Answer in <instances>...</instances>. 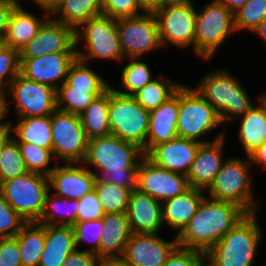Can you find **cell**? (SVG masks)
<instances>
[{"label": "cell", "mask_w": 266, "mask_h": 266, "mask_svg": "<svg viewBox=\"0 0 266 266\" xmlns=\"http://www.w3.org/2000/svg\"><path fill=\"white\" fill-rule=\"evenodd\" d=\"M143 149L114 135L88 140L83 164L99 170L97 178L133 191L138 186V169Z\"/></svg>", "instance_id": "obj_1"}, {"label": "cell", "mask_w": 266, "mask_h": 266, "mask_svg": "<svg viewBox=\"0 0 266 266\" xmlns=\"http://www.w3.org/2000/svg\"><path fill=\"white\" fill-rule=\"evenodd\" d=\"M246 215L234 203L205 196L196 214L176 235L178 246L206 253Z\"/></svg>", "instance_id": "obj_2"}, {"label": "cell", "mask_w": 266, "mask_h": 266, "mask_svg": "<svg viewBox=\"0 0 266 266\" xmlns=\"http://www.w3.org/2000/svg\"><path fill=\"white\" fill-rule=\"evenodd\" d=\"M257 213L247 214L206 253V266H252L261 240Z\"/></svg>", "instance_id": "obj_3"}, {"label": "cell", "mask_w": 266, "mask_h": 266, "mask_svg": "<svg viewBox=\"0 0 266 266\" xmlns=\"http://www.w3.org/2000/svg\"><path fill=\"white\" fill-rule=\"evenodd\" d=\"M196 89L216 109L222 124L237 120L254 106L242 84L223 68L205 75Z\"/></svg>", "instance_id": "obj_4"}, {"label": "cell", "mask_w": 266, "mask_h": 266, "mask_svg": "<svg viewBox=\"0 0 266 266\" xmlns=\"http://www.w3.org/2000/svg\"><path fill=\"white\" fill-rule=\"evenodd\" d=\"M246 158L229 157L217 173L213 183L209 186L207 197L227 201L238 205L247 214L258 211L252 190V176L250 177L251 161ZM239 158V159H238Z\"/></svg>", "instance_id": "obj_5"}, {"label": "cell", "mask_w": 266, "mask_h": 266, "mask_svg": "<svg viewBox=\"0 0 266 266\" xmlns=\"http://www.w3.org/2000/svg\"><path fill=\"white\" fill-rule=\"evenodd\" d=\"M81 41L85 43V51L76 48L77 58L89 63V60H115L123 62L125 59L120 47L116 19L106 15H98L83 22L76 29V47Z\"/></svg>", "instance_id": "obj_6"}, {"label": "cell", "mask_w": 266, "mask_h": 266, "mask_svg": "<svg viewBox=\"0 0 266 266\" xmlns=\"http://www.w3.org/2000/svg\"><path fill=\"white\" fill-rule=\"evenodd\" d=\"M220 125L222 122L216 109L196 88L182 84L179 87L177 136L208 143L211 141L201 140V137Z\"/></svg>", "instance_id": "obj_7"}, {"label": "cell", "mask_w": 266, "mask_h": 266, "mask_svg": "<svg viewBox=\"0 0 266 266\" xmlns=\"http://www.w3.org/2000/svg\"><path fill=\"white\" fill-rule=\"evenodd\" d=\"M234 31V14L218 0L209 1L200 12H196L194 52L204 60L212 59Z\"/></svg>", "instance_id": "obj_8"}, {"label": "cell", "mask_w": 266, "mask_h": 266, "mask_svg": "<svg viewBox=\"0 0 266 266\" xmlns=\"http://www.w3.org/2000/svg\"><path fill=\"white\" fill-rule=\"evenodd\" d=\"M50 192L49 177L29 172L0 183V193L27 222H37Z\"/></svg>", "instance_id": "obj_9"}, {"label": "cell", "mask_w": 266, "mask_h": 266, "mask_svg": "<svg viewBox=\"0 0 266 266\" xmlns=\"http://www.w3.org/2000/svg\"><path fill=\"white\" fill-rule=\"evenodd\" d=\"M108 117L111 135L134 143L141 149L146 147L149 111L133 96L119 94L110 86Z\"/></svg>", "instance_id": "obj_10"}, {"label": "cell", "mask_w": 266, "mask_h": 266, "mask_svg": "<svg viewBox=\"0 0 266 266\" xmlns=\"http://www.w3.org/2000/svg\"><path fill=\"white\" fill-rule=\"evenodd\" d=\"M51 130L54 163H59V158L66 163H83L88 138L80 116L56 109L51 114Z\"/></svg>", "instance_id": "obj_11"}, {"label": "cell", "mask_w": 266, "mask_h": 266, "mask_svg": "<svg viewBox=\"0 0 266 266\" xmlns=\"http://www.w3.org/2000/svg\"><path fill=\"white\" fill-rule=\"evenodd\" d=\"M12 102L18 118L50 116L57 109L56 90L52 87L25 78L20 73L12 80L5 94V117L9 114L6 95Z\"/></svg>", "instance_id": "obj_12"}, {"label": "cell", "mask_w": 266, "mask_h": 266, "mask_svg": "<svg viewBox=\"0 0 266 266\" xmlns=\"http://www.w3.org/2000/svg\"><path fill=\"white\" fill-rule=\"evenodd\" d=\"M120 47L125 58H141L161 46L154 13L116 19Z\"/></svg>", "instance_id": "obj_13"}, {"label": "cell", "mask_w": 266, "mask_h": 266, "mask_svg": "<svg viewBox=\"0 0 266 266\" xmlns=\"http://www.w3.org/2000/svg\"><path fill=\"white\" fill-rule=\"evenodd\" d=\"M161 46L173 44L180 48L193 47L196 9L193 2L162 7L154 12Z\"/></svg>", "instance_id": "obj_14"}, {"label": "cell", "mask_w": 266, "mask_h": 266, "mask_svg": "<svg viewBox=\"0 0 266 266\" xmlns=\"http://www.w3.org/2000/svg\"><path fill=\"white\" fill-rule=\"evenodd\" d=\"M190 188L186 175L160 168L144 157L139 164L138 186L161 203L184 193Z\"/></svg>", "instance_id": "obj_15"}, {"label": "cell", "mask_w": 266, "mask_h": 266, "mask_svg": "<svg viewBox=\"0 0 266 266\" xmlns=\"http://www.w3.org/2000/svg\"><path fill=\"white\" fill-rule=\"evenodd\" d=\"M76 48V29L50 17L19 55L20 58H35L57 52H76Z\"/></svg>", "instance_id": "obj_16"}, {"label": "cell", "mask_w": 266, "mask_h": 266, "mask_svg": "<svg viewBox=\"0 0 266 266\" xmlns=\"http://www.w3.org/2000/svg\"><path fill=\"white\" fill-rule=\"evenodd\" d=\"M76 58L77 52H57L35 58H20V74L57 90L66 81L68 70Z\"/></svg>", "instance_id": "obj_17"}, {"label": "cell", "mask_w": 266, "mask_h": 266, "mask_svg": "<svg viewBox=\"0 0 266 266\" xmlns=\"http://www.w3.org/2000/svg\"><path fill=\"white\" fill-rule=\"evenodd\" d=\"M157 233H132L122 256L128 266H163L178 246L177 237L167 241Z\"/></svg>", "instance_id": "obj_18"}, {"label": "cell", "mask_w": 266, "mask_h": 266, "mask_svg": "<svg viewBox=\"0 0 266 266\" xmlns=\"http://www.w3.org/2000/svg\"><path fill=\"white\" fill-rule=\"evenodd\" d=\"M200 144L177 136L153 146L145 157L160 168L187 176Z\"/></svg>", "instance_id": "obj_19"}, {"label": "cell", "mask_w": 266, "mask_h": 266, "mask_svg": "<svg viewBox=\"0 0 266 266\" xmlns=\"http://www.w3.org/2000/svg\"><path fill=\"white\" fill-rule=\"evenodd\" d=\"M50 173V190L54 194L67 199H81L84 195L94 190L97 176L95 171L90 170L83 163H66Z\"/></svg>", "instance_id": "obj_20"}, {"label": "cell", "mask_w": 266, "mask_h": 266, "mask_svg": "<svg viewBox=\"0 0 266 266\" xmlns=\"http://www.w3.org/2000/svg\"><path fill=\"white\" fill-rule=\"evenodd\" d=\"M225 143L224 131L208 143H201L191 168L187 174L190 187L207 190L213 183L227 158L222 152Z\"/></svg>", "instance_id": "obj_21"}, {"label": "cell", "mask_w": 266, "mask_h": 266, "mask_svg": "<svg viewBox=\"0 0 266 266\" xmlns=\"http://www.w3.org/2000/svg\"><path fill=\"white\" fill-rule=\"evenodd\" d=\"M126 213L132 233H158L164 226L161 202L137 188L130 193Z\"/></svg>", "instance_id": "obj_22"}, {"label": "cell", "mask_w": 266, "mask_h": 266, "mask_svg": "<svg viewBox=\"0 0 266 266\" xmlns=\"http://www.w3.org/2000/svg\"><path fill=\"white\" fill-rule=\"evenodd\" d=\"M179 116V88L173 96L156 109L149 111V129L146 139V154L153 146L177 137Z\"/></svg>", "instance_id": "obj_23"}, {"label": "cell", "mask_w": 266, "mask_h": 266, "mask_svg": "<svg viewBox=\"0 0 266 266\" xmlns=\"http://www.w3.org/2000/svg\"><path fill=\"white\" fill-rule=\"evenodd\" d=\"M205 190L190 187L184 193L163 201V224L177 231V235L185 228L205 198Z\"/></svg>", "instance_id": "obj_24"}, {"label": "cell", "mask_w": 266, "mask_h": 266, "mask_svg": "<svg viewBox=\"0 0 266 266\" xmlns=\"http://www.w3.org/2000/svg\"><path fill=\"white\" fill-rule=\"evenodd\" d=\"M104 224L97 257H122L128 239L132 235L127 213H106L102 217Z\"/></svg>", "instance_id": "obj_25"}, {"label": "cell", "mask_w": 266, "mask_h": 266, "mask_svg": "<svg viewBox=\"0 0 266 266\" xmlns=\"http://www.w3.org/2000/svg\"><path fill=\"white\" fill-rule=\"evenodd\" d=\"M45 16V18H44ZM43 18H37L33 13L24 10L18 5L11 14L6 32L2 41L9 47L20 50L38 33L42 25L50 18L45 11Z\"/></svg>", "instance_id": "obj_26"}, {"label": "cell", "mask_w": 266, "mask_h": 266, "mask_svg": "<svg viewBox=\"0 0 266 266\" xmlns=\"http://www.w3.org/2000/svg\"><path fill=\"white\" fill-rule=\"evenodd\" d=\"M45 240L38 266H61L76 250L72 226L45 225Z\"/></svg>", "instance_id": "obj_27"}, {"label": "cell", "mask_w": 266, "mask_h": 266, "mask_svg": "<svg viewBox=\"0 0 266 266\" xmlns=\"http://www.w3.org/2000/svg\"><path fill=\"white\" fill-rule=\"evenodd\" d=\"M257 100V105L239 116L241 124L238 139L246 156L266 141V97L262 94Z\"/></svg>", "instance_id": "obj_28"}, {"label": "cell", "mask_w": 266, "mask_h": 266, "mask_svg": "<svg viewBox=\"0 0 266 266\" xmlns=\"http://www.w3.org/2000/svg\"><path fill=\"white\" fill-rule=\"evenodd\" d=\"M12 125V138L16 142L33 143L41 148L52 149V130L50 116H34L18 118Z\"/></svg>", "instance_id": "obj_29"}, {"label": "cell", "mask_w": 266, "mask_h": 266, "mask_svg": "<svg viewBox=\"0 0 266 266\" xmlns=\"http://www.w3.org/2000/svg\"><path fill=\"white\" fill-rule=\"evenodd\" d=\"M102 14V0H62L50 17L77 29L83 22Z\"/></svg>", "instance_id": "obj_30"}, {"label": "cell", "mask_w": 266, "mask_h": 266, "mask_svg": "<svg viewBox=\"0 0 266 266\" xmlns=\"http://www.w3.org/2000/svg\"><path fill=\"white\" fill-rule=\"evenodd\" d=\"M108 116L109 88L101 95L95 97L80 115L81 123L88 140L111 134Z\"/></svg>", "instance_id": "obj_31"}, {"label": "cell", "mask_w": 266, "mask_h": 266, "mask_svg": "<svg viewBox=\"0 0 266 266\" xmlns=\"http://www.w3.org/2000/svg\"><path fill=\"white\" fill-rule=\"evenodd\" d=\"M79 200L47 194L44 210L37 221L45 225L73 226L77 222Z\"/></svg>", "instance_id": "obj_32"}, {"label": "cell", "mask_w": 266, "mask_h": 266, "mask_svg": "<svg viewBox=\"0 0 266 266\" xmlns=\"http://www.w3.org/2000/svg\"><path fill=\"white\" fill-rule=\"evenodd\" d=\"M17 238L22 266H38L45 246V224L27 222Z\"/></svg>", "instance_id": "obj_33"}, {"label": "cell", "mask_w": 266, "mask_h": 266, "mask_svg": "<svg viewBox=\"0 0 266 266\" xmlns=\"http://www.w3.org/2000/svg\"><path fill=\"white\" fill-rule=\"evenodd\" d=\"M181 85V83L166 79V77L153 78L132 96L142 107L151 111L173 96Z\"/></svg>", "instance_id": "obj_34"}, {"label": "cell", "mask_w": 266, "mask_h": 266, "mask_svg": "<svg viewBox=\"0 0 266 266\" xmlns=\"http://www.w3.org/2000/svg\"><path fill=\"white\" fill-rule=\"evenodd\" d=\"M105 91L74 89L65 81L56 90L57 109L80 116L94 98Z\"/></svg>", "instance_id": "obj_35"}, {"label": "cell", "mask_w": 266, "mask_h": 266, "mask_svg": "<svg viewBox=\"0 0 266 266\" xmlns=\"http://www.w3.org/2000/svg\"><path fill=\"white\" fill-rule=\"evenodd\" d=\"M94 190L105 214L127 212L131 190L98 178H96Z\"/></svg>", "instance_id": "obj_36"}, {"label": "cell", "mask_w": 266, "mask_h": 266, "mask_svg": "<svg viewBox=\"0 0 266 266\" xmlns=\"http://www.w3.org/2000/svg\"><path fill=\"white\" fill-rule=\"evenodd\" d=\"M66 82L74 89L80 90H107L110 85L97 73L89 67V64L76 58L71 64Z\"/></svg>", "instance_id": "obj_37"}, {"label": "cell", "mask_w": 266, "mask_h": 266, "mask_svg": "<svg viewBox=\"0 0 266 266\" xmlns=\"http://www.w3.org/2000/svg\"><path fill=\"white\" fill-rule=\"evenodd\" d=\"M128 60L130 62L123 67L120 75L123 89L114 90L119 94L132 96L152 81L153 77L150 67L145 62L139 58H128Z\"/></svg>", "instance_id": "obj_38"}, {"label": "cell", "mask_w": 266, "mask_h": 266, "mask_svg": "<svg viewBox=\"0 0 266 266\" xmlns=\"http://www.w3.org/2000/svg\"><path fill=\"white\" fill-rule=\"evenodd\" d=\"M17 143L27 171L49 176L55 169V167H48L49 163L55 160L52 149L41 148L33 143Z\"/></svg>", "instance_id": "obj_39"}, {"label": "cell", "mask_w": 266, "mask_h": 266, "mask_svg": "<svg viewBox=\"0 0 266 266\" xmlns=\"http://www.w3.org/2000/svg\"><path fill=\"white\" fill-rule=\"evenodd\" d=\"M27 172L18 143L11 138L0 152V183Z\"/></svg>", "instance_id": "obj_40"}, {"label": "cell", "mask_w": 266, "mask_h": 266, "mask_svg": "<svg viewBox=\"0 0 266 266\" xmlns=\"http://www.w3.org/2000/svg\"><path fill=\"white\" fill-rule=\"evenodd\" d=\"M266 16V0H248L234 13L236 32L249 30L253 32Z\"/></svg>", "instance_id": "obj_41"}, {"label": "cell", "mask_w": 266, "mask_h": 266, "mask_svg": "<svg viewBox=\"0 0 266 266\" xmlns=\"http://www.w3.org/2000/svg\"><path fill=\"white\" fill-rule=\"evenodd\" d=\"M20 73L19 51L0 42V94L5 97L12 80ZM8 76V77H7Z\"/></svg>", "instance_id": "obj_42"}, {"label": "cell", "mask_w": 266, "mask_h": 266, "mask_svg": "<svg viewBox=\"0 0 266 266\" xmlns=\"http://www.w3.org/2000/svg\"><path fill=\"white\" fill-rule=\"evenodd\" d=\"M76 249L80 250L81 243L92 244V248L86 250L95 253L99 249L102 238L104 224L102 218L92 221L76 222L73 226Z\"/></svg>", "instance_id": "obj_43"}, {"label": "cell", "mask_w": 266, "mask_h": 266, "mask_svg": "<svg viewBox=\"0 0 266 266\" xmlns=\"http://www.w3.org/2000/svg\"><path fill=\"white\" fill-rule=\"evenodd\" d=\"M26 223L0 193V238L15 237Z\"/></svg>", "instance_id": "obj_44"}, {"label": "cell", "mask_w": 266, "mask_h": 266, "mask_svg": "<svg viewBox=\"0 0 266 266\" xmlns=\"http://www.w3.org/2000/svg\"><path fill=\"white\" fill-rule=\"evenodd\" d=\"M103 15L112 19L135 17L143 14L137 0H102Z\"/></svg>", "instance_id": "obj_45"}, {"label": "cell", "mask_w": 266, "mask_h": 266, "mask_svg": "<svg viewBox=\"0 0 266 266\" xmlns=\"http://www.w3.org/2000/svg\"><path fill=\"white\" fill-rule=\"evenodd\" d=\"M204 252L177 246L163 266H206Z\"/></svg>", "instance_id": "obj_46"}, {"label": "cell", "mask_w": 266, "mask_h": 266, "mask_svg": "<svg viewBox=\"0 0 266 266\" xmlns=\"http://www.w3.org/2000/svg\"><path fill=\"white\" fill-rule=\"evenodd\" d=\"M104 214L95 190L79 199L77 222L97 220L102 218Z\"/></svg>", "instance_id": "obj_47"}, {"label": "cell", "mask_w": 266, "mask_h": 266, "mask_svg": "<svg viewBox=\"0 0 266 266\" xmlns=\"http://www.w3.org/2000/svg\"><path fill=\"white\" fill-rule=\"evenodd\" d=\"M0 266H22L16 237L0 238Z\"/></svg>", "instance_id": "obj_48"}, {"label": "cell", "mask_w": 266, "mask_h": 266, "mask_svg": "<svg viewBox=\"0 0 266 266\" xmlns=\"http://www.w3.org/2000/svg\"><path fill=\"white\" fill-rule=\"evenodd\" d=\"M97 256L88 250H75L61 266H95Z\"/></svg>", "instance_id": "obj_49"}, {"label": "cell", "mask_w": 266, "mask_h": 266, "mask_svg": "<svg viewBox=\"0 0 266 266\" xmlns=\"http://www.w3.org/2000/svg\"><path fill=\"white\" fill-rule=\"evenodd\" d=\"M19 4L12 0H0V39L2 40L7 29L10 17Z\"/></svg>", "instance_id": "obj_50"}, {"label": "cell", "mask_w": 266, "mask_h": 266, "mask_svg": "<svg viewBox=\"0 0 266 266\" xmlns=\"http://www.w3.org/2000/svg\"><path fill=\"white\" fill-rule=\"evenodd\" d=\"M251 164L261 165L266 169V141L249 155Z\"/></svg>", "instance_id": "obj_51"}, {"label": "cell", "mask_w": 266, "mask_h": 266, "mask_svg": "<svg viewBox=\"0 0 266 266\" xmlns=\"http://www.w3.org/2000/svg\"><path fill=\"white\" fill-rule=\"evenodd\" d=\"M12 132V125H11V120L8 121H3L0 124V152L5 146V144L12 138L11 135Z\"/></svg>", "instance_id": "obj_52"}, {"label": "cell", "mask_w": 266, "mask_h": 266, "mask_svg": "<svg viewBox=\"0 0 266 266\" xmlns=\"http://www.w3.org/2000/svg\"><path fill=\"white\" fill-rule=\"evenodd\" d=\"M142 12L154 13L162 8V0H137Z\"/></svg>", "instance_id": "obj_53"}, {"label": "cell", "mask_w": 266, "mask_h": 266, "mask_svg": "<svg viewBox=\"0 0 266 266\" xmlns=\"http://www.w3.org/2000/svg\"><path fill=\"white\" fill-rule=\"evenodd\" d=\"M95 266H128L122 257H97Z\"/></svg>", "instance_id": "obj_54"}, {"label": "cell", "mask_w": 266, "mask_h": 266, "mask_svg": "<svg viewBox=\"0 0 266 266\" xmlns=\"http://www.w3.org/2000/svg\"><path fill=\"white\" fill-rule=\"evenodd\" d=\"M61 1L62 0H33L32 2L37 3V5L44 12L46 11L51 14L56 9V7L61 3Z\"/></svg>", "instance_id": "obj_55"}, {"label": "cell", "mask_w": 266, "mask_h": 266, "mask_svg": "<svg viewBox=\"0 0 266 266\" xmlns=\"http://www.w3.org/2000/svg\"><path fill=\"white\" fill-rule=\"evenodd\" d=\"M224 4L233 14L238 11L248 0H218Z\"/></svg>", "instance_id": "obj_56"}, {"label": "cell", "mask_w": 266, "mask_h": 266, "mask_svg": "<svg viewBox=\"0 0 266 266\" xmlns=\"http://www.w3.org/2000/svg\"><path fill=\"white\" fill-rule=\"evenodd\" d=\"M252 33H255L258 35V37H261V39L266 42V16Z\"/></svg>", "instance_id": "obj_57"}, {"label": "cell", "mask_w": 266, "mask_h": 266, "mask_svg": "<svg viewBox=\"0 0 266 266\" xmlns=\"http://www.w3.org/2000/svg\"><path fill=\"white\" fill-rule=\"evenodd\" d=\"M191 1L192 0H162V7L182 5Z\"/></svg>", "instance_id": "obj_58"}, {"label": "cell", "mask_w": 266, "mask_h": 266, "mask_svg": "<svg viewBox=\"0 0 266 266\" xmlns=\"http://www.w3.org/2000/svg\"><path fill=\"white\" fill-rule=\"evenodd\" d=\"M5 117V97L0 94V124Z\"/></svg>", "instance_id": "obj_59"}, {"label": "cell", "mask_w": 266, "mask_h": 266, "mask_svg": "<svg viewBox=\"0 0 266 266\" xmlns=\"http://www.w3.org/2000/svg\"><path fill=\"white\" fill-rule=\"evenodd\" d=\"M12 1H15V2H17L18 4H20L19 0H12Z\"/></svg>", "instance_id": "obj_60"}]
</instances>
